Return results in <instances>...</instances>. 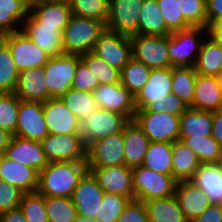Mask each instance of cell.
<instances>
[{
  "label": "cell",
  "mask_w": 222,
  "mask_h": 222,
  "mask_svg": "<svg viewBox=\"0 0 222 222\" xmlns=\"http://www.w3.org/2000/svg\"><path fill=\"white\" fill-rule=\"evenodd\" d=\"M136 112H167L181 116L188 108L172 93V67L151 69L149 79L134 96Z\"/></svg>",
  "instance_id": "1"
},
{
  "label": "cell",
  "mask_w": 222,
  "mask_h": 222,
  "mask_svg": "<svg viewBox=\"0 0 222 222\" xmlns=\"http://www.w3.org/2000/svg\"><path fill=\"white\" fill-rule=\"evenodd\" d=\"M87 171L86 162H49L39 172L37 192L47 197L71 198L74 189Z\"/></svg>",
  "instance_id": "2"
},
{
  "label": "cell",
  "mask_w": 222,
  "mask_h": 222,
  "mask_svg": "<svg viewBox=\"0 0 222 222\" xmlns=\"http://www.w3.org/2000/svg\"><path fill=\"white\" fill-rule=\"evenodd\" d=\"M105 30L103 21L72 15L62 32L64 53L82 55L92 51Z\"/></svg>",
  "instance_id": "3"
},
{
  "label": "cell",
  "mask_w": 222,
  "mask_h": 222,
  "mask_svg": "<svg viewBox=\"0 0 222 222\" xmlns=\"http://www.w3.org/2000/svg\"><path fill=\"white\" fill-rule=\"evenodd\" d=\"M208 29L189 27L168 35V55L172 67H194Z\"/></svg>",
  "instance_id": "4"
},
{
  "label": "cell",
  "mask_w": 222,
  "mask_h": 222,
  "mask_svg": "<svg viewBox=\"0 0 222 222\" xmlns=\"http://www.w3.org/2000/svg\"><path fill=\"white\" fill-rule=\"evenodd\" d=\"M135 199L149 201L175 195L177 181L173 175L155 172L144 166L132 168Z\"/></svg>",
  "instance_id": "5"
},
{
  "label": "cell",
  "mask_w": 222,
  "mask_h": 222,
  "mask_svg": "<svg viewBox=\"0 0 222 222\" xmlns=\"http://www.w3.org/2000/svg\"><path fill=\"white\" fill-rule=\"evenodd\" d=\"M80 55L62 54L52 56L44 65L49 98H61L72 86Z\"/></svg>",
  "instance_id": "6"
},
{
  "label": "cell",
  "mask_w": 222,
  "mask_h": 222,
  "mask_svg": "<svg viewBox=\"0 0 222 222\" xmlns=\"http://www.w3.org/2000/svg\"><path fill=\"white\" fill-rule=\"evenodd\" d=\"M132 57L151 69L172 67L168 55V35H131Z\"/></svg>",
  "instance_id": "7"
},
{
  "label": "cell",
  "mask_w": 222,
  "mask_h": 222,
  "mask_svg": "<svg viewBox=\"0 0 222 222\" xmlns=\"http://www.w3.org/2000/svg\"><path fill=\"white\" fill-rule=\"evenodd\" d=\"M2 41L7 45L19 72L44 67L51 57L21 30L2 35Z\"/></svg>",
  "instance_id": "8"
},
{
  "label": "cell",
  "mask_w": 222,
  "mask_h": 222,
  "mask_svg": "<svg viewBox=\"0 0 222 222\" xmlns=\"http://www.w3.org/2000/svg\"><path fill=\"white\" fill-rule=\"evenodd\" d=\"M134 121L150 142L173 143L179 140L180 116L167 112H135Z\"/></svg>",
  "instance_id": "9"
},
{
  "label": "cell",
  "mask_w": 222,
  "mask_h": 222,
  "mask_svg": "<svg viewBox=\"0 0 222 222\" xmlns=\"http://www.w3.org/2000/svg\"><path fill=\"white\" fill-rule=\"evenodd\" d=\"M130 120L117 112L97 108L80 124V135L87 146L89 143L123 132Z\"/></svg>",
  "instance_id": "10"
},
{
  "label": "cell",
  "mask_w": 222,
  "mask_h": 222,
  "mask_svg": "<svg viewBox=\"0 0 222 222\" xmlns=\"http://www.w3.org/2000/svg\"><path fill=\"white\" fill-rule=\"evenodd\" d=\"M48 162H86V145L80 134H48L42 141Z\"/></svg>",
  "instance_id": "11"
},
{
  "label": "cell",
  "mask_w": 222,
  "mask_h": 222,
  "mask_svg": "<svg viewBox=\"0 0 222 222\" xmlns=\"http://www.w3.org/2000/svg\"><path fill=\"white\" fill-rule=\"evenodd\" d=\"M86 163L88 168L124 165L123 132L89 143L86 147Z\"/></svg>",
  "instance_id": "12"
},
{
  "label": "cell",
  "mask_w": 222,
  "mask_h": 222,
  "mask_svg": "<svg viewBox=\"0 0 222 222\" xmlns=\"http://www.w3.org/2000/svg\"><path fill=\"white\" fill-rule=\"evenodd\" d=\"M92 52L121 71L132 58L130 36L106 29L95 42Z\"/></svg>",
  "instance_id": "13"
},
{
  "label": "cell",
  "mask_w": 222,
  "mask_h": 222,
  "mask_svg": "<svg viewBox=\"0 0 222 222\" xmlns=\"http://www.w3.org/2000/svg\"><path fill=\"white\" fill-rule=\"evenodd\" d=\"M144 0H109L106 29L128 36L138 32Z\"/></svg>",
  "instance_id": "14"
},
{
  "label": "cell",
  "mask_w": 222,
  "mask_h": 222,
  "mask_svg": "<svg viewBox=\"0 0 222 222\" xmlns=\"http://www.w3.org/2000/svg\"><path fill=\"white\" fill-rule=\"evenodd\" d=\"M48 134L43 114V102L23 101L19 99L15 135L41 142Z\"/></svg>",
  "instance_id": "15"
},
{
  "label": "cell",
  "mask_w": 222,
  "mask_h": 222,
  "mask_svg": "<svg viewBox=\"0 0 222 222\" xmlns=\"http://www.w3.org/2000/svg\"><path fill=\"white\" fill-rule=\"evenodd\" d=\"M92 93L98 108L114 111L134 120V96L121 83L100 84Z\"/></svg>",
  "instance_id": "16"
},
{
  "label": "cell",
  "mask_w": 222,
  "mask_h": 222,
  "mask_svg": "<svg viewBox=\"0 0 222 222\" xmlns=\"http://www.w3.org/2000/svg\"><path fill=\"white\" fill-rule=\"evenodd\" d=\"M104 192L135 199L132 168L126 165L88 168Z\"/></svg>",
  "instance_id": "17"
},
{
  "label": "cell",
  "mask_w": 222,
  "mask_h": 222,
  "mask_svg": "<svg viewBox=\"0 0 222 222\" xmlns=\"http://www.w3.org/2000/svg\"><path fill=\"white\" fill-rule=\"evenodd\" d=\"M64 28L43 26L30 13L21 24V31L51 57L64 54L62 42Z\"/></svg>",
  "instance_id": "18"
},
{
  "label": "cell",
  "mask_w": 222,
  "mask_h": 222,
  "mask_svg": "<svg viewBox=\"0 0 222 222\" xmlns=\"http://www.w3.org/2000/svg\"><path fill=\"white\" fill-rule=\"evenodd\" d=\"M43 114L49 134H80V123L61 98L43 102Z\"/></svg>",
  "instance_id": "19"
},
{
  "label": "cell",
  "mask_w": 222,
  "mask_h": 222,
  "mask_svg": "<svg viewBox=\"0 0 222 222\" xmlns=\"http://www.w3.org/2000/svg\"><path fill=\"white\" fill-rule=\"evenodd\" d=\"M97 179L87 171L74 189L71 200L77 209L78 216L95 219L104 195Z\"/></svg>",
  "instance_id": "20"
},
{
  "label": "cell",
  "mask_w": 222,
  "mask_h": 222,
  "mask_svg": "<svg viewBox=\"0 0 222 222\" xmlns=\"http://www.w3.org/2000/svg\"><path fill=\"white\" fill-rule=\"evenodd\" d=\"M4 156L23 166L34 168L38 172L49 164L41 142L21 138L16 135L11 136Z\"/></svg>",
  "instance_id": "21"
},
{
  "label": "cell",
  "mask_w": 222,
  "mask_h": 222,
  "mask_svg": "<svg viewBox=\"0 0 222 222\" xmlns=\"http://www.w3.org/2000/svg\"><path fill=\"white\" fill-rule=\"evenodd\" d=\"M14 94L23 101L48 100V90L43 67H34L19 72Z\"/></svg>",
  "instance_id": "22"
},
{
  "label": "cell",
  "mask_w": 222,
  "mask_h": 222,
  "mask_svg": "<svg viewBox=\"0 0 222 222\" xmlns=\"http://www.w3.org/2000/svg\"><path fill=\"white\" fill-rule=\"evenodd\" d=\"M38 177L39 172L34 168L0 156V180L18 187L24 193H33L38 189Z\"/></svg>",
  "instance_id": "23"
},
{
  "label": "cell",
  "mask_w": 222,
  "mask_h": 222,
  "mask_svg": "<svg viewBox=\"0 0 222 222\" xmlns=\"http://www.w3.org/2000/svg\"><path fill=\"white\" fill-rule=\"evenodd\" d=\"M191 108L204 111L222 109V91L217 76L197 73L194 86V99Z\"/></svg>",
  "instance_id": "24"
},
{
  "label": "cell",
  "mask_w": 222,
  "mask_h": 222,
  "mask_svg": "<svg viewBox=\"0 0 222 222\" xmlns=\"http://www.w3.org/2000/svg\"><path fill=\"white\" fill-rule=\"evenodd\" d=\"M123 139L124 165L131 168L141 166L150 140L134 120H130L124 127Z\"/></svg>",
  "instance_id": "25"
},
{
  "label": "cell",
  "mask_w": 222,
  "mask_h": 222,
  "mask_svg": "<svg viewBox=\"0 0 222 222\" xmlns=\"http://www.w3.org/2000/svg\"><path fill=\"white\" fill-rule=\"evenodd\" d=\"M175 196L188 222L200 216L211 204L208 196L192 181L178 182Z\"/></svg>",
  "instance_id": "26"
},
{
  "label": "cell",
  "mask_w": 222,
  "mask_h": 222,
  "mask_svg": "<svg viewBox=\"0 0 222 222\" xmlns=\"http://www.w3.org/2000/svg\"><path fill=\"white\" fill-rule=\"evenodd\" d=\"M29 13L43 26L66 27L72 16L68 2L42 1L29 6Z\"/></svg>",
  "instance_id": "27"
},
{
  "label": "cell",
  "mask_w": 222,
  "mask_h": 222,
  "mask_svg": "<svg viewBox=\"0 0 222 222\" xmlns=\"http://www.w3.org/2000/svg\"><path fill=\"white\" fill-rule=\"evenodd\" d=\"M209 198L211 204L222 201V169L219 163H202L191 180Z\"/></svg>",
  "instance_id": "28"
},
{
  "label": "cell",
  "mask_w": 222,
  "mask_h": 222,
  "mask_svg": "<svg viewBox=\"0 0 222 222\" xmlns=\"http://www.w3.org/2000/svg\"><path fill=\"white\" fill-rule=\"evenodd\" d=\"M213 111L188 107L180 116L179 137H207L212 135Z\"/></svg>",
  "instance_id": "29"
},
{
  "label": "cell",
  "mask_w": 222,
  "mask_h": 222,
  "mask_svg": "<svg viewBox=\"0 0 222 222\" xmlns=\"http://www.w3.org/2000/svg\"><path fill=\"white\" fill-rule=\"evenodd\" d=\"M172 175L177 182L191 181L200 166L196 154L180 140L172 145Z\"/></svg>",
  "instance_id": "30"
},
{
  "label": "cell",
  "mask_w": 222,
  "mask_h": 222,
  "mask_svg": "<svg viewBox=\"0 0 222 222\" xmlns=\"http://www.w3.org/2000/svg\"><path fill=\"white\" fill-rule=\"evenodd\" d=\"M194 69L198 74L219 76L222 72V45L207 35L197 56Z\"/></svg>",
  "instance_id": "31"
},
{
  "label": "cell",
  "mask_w": 222,
  "mask_h": 222,
  "mask_svg": "<svg viewBox=\"0 0 222 222\" xmlns=\"http://www.w3.org/2000/svg\"><path fill=\"white\" fill-rule=\"evenodd\" d=\"M149 222H188L175 195L144 202Z\"/></svg>",
  "instance_id": "32"
},
{
  "label": "cell",
  "mask_w": 222,
  "mask_h": 222,
  "mask_svg": "<svg viewBox=\"0 0 222 222\" xmlns=\"http://www.w3.org/2000/svg\"><path fill=\"white\" fill-rule=\"evenodd\" d=\"M136 35L166 36L172 32L166 27L157 0H144Z\"/></svg>",
  "instance_id": "33"
},
{
  "label": "cell",
  "mask_w": 222,
  "mask_h": 222,
  "mask_svg": "<svg viewBox=\"0 0 222 222\" xmlns=\"http://www.w3.org/2000/svg\"><path fill=\"white\" fill-rule=\"evenodd\" d=\"M29 14V5L23 0H0V35L21 30Z\"/></svg>",
  "instance_id": "34"
},
{
  "label": "cell",
  "mask_w": 222,
  "mask_h": 222,
  "mask_svg": "<svg viewBox=\"0 0 222 222\" xmlns=\"http://www.w3.org/2000/svg\"><path fill=\"white\" fill-rule=\"evenodd\" d=\"M172 145L171 142H150L141 166L172 175Z\"/></svg>",
  "instance_id": "35"
},
{
  "label": "cell",
  "mask_w": 222,
  "mask_h": 222,
  "mask_svg": "<svg viewBox=\"0 0 222 222\" xmlns=\"http://www.w3.org/2000/svg\"><path fill=\"white\" fill-rule=\"evenodd\" d=\"M196 76L194 67H172V93L187 107L193 104Z\"/></svg>",
  "instance_id": "36"
},
{
  "label": "cell",
  "mask_w": 222,
  "mask_h": 222,
  "mask_svg": "<svg viewBox=\"0 0 222 222\" xmlns=\"http://www.w3.org/2000/svg\"><path fill=\"white\" fill-rule=\"evenodd\" d=\"M61 100L77 117L80 124L85 119H88L90 114L94 113L98 108L93 93L88 91L71 88L61 97Z\"/></svg>",
  "instance_id": "37"
},
{
  "label": "cell",
  "mask_w": 222,
  "mask_h": 222,
  "mask_svg": "<svg viewBox=\"0 0 222 222\" xmlns=\"http://www.w3.org/2000/svg\"><path fill=\"white\" fill-rule=\"evenodd\" d=\"M179 140L196 154L201 164L219 163L222 148L212 135L198 138L179 137Z\"/></svg>",
  "instance_id": "38"
},
{
  "label": "cell",
  "mask_w": 222,
  "mask_h": 222,
  "mask_svg": "<svg viewBox=\"0 0 222 222\" xmlns=\"http://www.w3.org/2000/svg\"><path fill=\"white\" fill-rule=\"evenodd\" d=\"M151 68L133 57L120 71V83L135 96L149 79Z\"/></svg>",
  "instance_id": "39"
},
{
  "label": "cell",
  "mask_w": 222,
  "mask_h": 222,
  "mask_svg": "<svg viewBox=\"0 0 222 222\" xmlns=\"http://www.w3.org/2000/svg\"><path fill=\"white\" fill-rule=\"evenodd\" d=\"M48 222H76L77 209L71 198L44 196Z\"/></svg>",
  "instance_id": "40"
},
{
  "label": "cell",
  "mask_w": 222,
  "mask_h": 222,
  "mask_svg": "<svg viewBox=\"0 0 222 222\" xmlns=\"http://www.w3.org/2000/svg\"><path fill=\"white\" fill-rule=\"evenodd\" d=\"M80 58L97 78L99 85L120 83V71L92 51L80 55Z\"/></svg>",
  "instance_id": "41"
},
{
  "label": "cell",
  "mask_w": 222,
  "mask_h": 222,
  "mask_svg": "<svg viewBox=\"0 0 222 222\" xmlns=\"http://www.w3.org/2000/svg\"><path fill=\"white\" fill-rule=\"evenodd\" d=\"M19 71L7 45L0 41V93H14Z\"/></svg>",
  "instance_id": "42"
},
{
  "label": "cell",
  "mask_w": 222,
  "mask_h": 222,
  "mask_svg": "<svg viewBox=\"0 0 222 222\" xmlns=\"http://www.w3.org/2000/svg\"><path fill=\"white\" fill-rule=\"evenodd\" d=\"M68 3L74 16L107 21L109 0H69Z\"/></svg>",
  "instance_id": "43"
},
{
  "label": "cell",
  "mask_w": 222,
  "mask_h": 222,
  "mask_svg": "<svg viewBox=\"0 0 222 222\" xmlns=\"http://www.w3.org/2000/svg\"><path fill=\"white\" fill-rule=\"evenodd\" d=\"M19 99L14 93H0V129L15 135Z\"/></svg>",
  "instance_id": "44"
},
{
  "label": "cell",
  "mask_w": 222,
  "mask_h": 222,
  "mask_svg": "<svg viewBox=\"0 0 222 222\" xmlns=\"http://www.w3.org/2000/svg\"><path fill=\"white\" fill-rule=\"evenodd\" d=\"M129 201L130 199L127 197L105 192L95 220L98 222H117Z\"/></svg>",
  "instance_id": "45"
},
{
  "label": "cell",
  "mask_w": 222,
  "mask_h": 222,
  "mask_svg": "<svg viewBox=\"0 0 222 222\" xmlns=\"http://www.w3.org/2000/svg\"><path fill=\"white\" fill-rule=\"evenodd\" d=\"M19 208L27 222H48L44 195L38 192L24 193Z\"/></svg>",
  "instance_id": "46"
},
{
  "label": "cell",
  "mask_w": 222,
  "mask_h": 222,
  "mask_svg": "<svg viewBox=\"0 0 222 222\" xmlns=\"http://www.w3.org/2000/svg\"><path fill=\"white\" fill-rule=\"evenodd\" d=\"M178 5L191 27L207 28L206 0H178Z\"/></svg>",
  "instance_id": "47"
},
{
  "label": "cell",
  "mask_w": 222,
  "mask_h": 222,
  "mask_svg": "<svg viewBox=\"0 0 222 222\" xmlns=\"http://www.w3.org/2000/svg\"><path fill=\"white\" fill-rule=\"evenodd\" d=\"M166 27L175 32L191 27L180 13L178 0H157Z\"/></svg>",
  "instance_id": "48"
},
{
  "label": "cell",
  "mask_w": 222,
  "mask_h": 222,
  "mask_svg": "<svg viewBox=\"0 0 222 222\" xmlns=\"http://www.w3.org/2000/svg\"><path fill=\"white\" fill-rule=\"evenodd\" d=\"M23 194L18 187L0 180V214L18 208Z\"/></svg>",
  "instance_id": "49"
},
{
  "label": "cell",
  "mask_w": 222,
  "mask_h": 222,
  "mask_svg": "<svg viewBox=\"0 0 222 222\" xmlns=\"http://www.w3.org/2000/svg\"><path fill=\"white\" fill-rule=\"evenodd\" d=\"M99 86L97 78L92 74L87 65L80 60L77 64L74 80L71 88L93 92Z\"/></svg>",
  "instance_id": "50"
},
{
  "label": "cell",
  "mask_w": 222,
  "mask_h": 222,
  "mask_svg": "<svg viewBox=\"0 0 222 222\" xmlns=\"http://www.w3.org/2000/svg\"><path fill=\"white\" fill-rule=\"evenodd\" d=\"M117 222H149L144 202L136 199L130 200Z\"/></svg>",
  "instance_id": "51"
},
{
  "label": "cell",
  "mask_w": 222,
  "mask_h": 222,
  "mask_svg": "<svg viewBox=\"0 0 222 222\" xmlns=\"http://www.w3.org/2000/svg\"><path fill=\"white\" fill-rule=\"evenodd\" d=\"M191 222H222V208L220 204H210L200 216Z\"/></svg>",
  "instance_id": "52"
},
{
  "label": "cell",
  "mask_w": 222,
  "mask_h": 222,
  "mask_svg": "<svg viewBox=\"0 0 222 222\" xmlns=\"http://www.w3.org/2000/svg\"><path fill=\"white\" fill-rule=\"evenodd\" d=\"M207 28L222 18V0H206Z\"/></svg>",
  "instance_id": "53"
},
{
  "label": "cell",
  "mask_w": 222,
  "mask_h": 222,
  "mask_svg": "<svg viewBox=\"0 0 222 222\" xmlns=\"http://www.w3.org/2000/svg\"><path fill=\"white\" fill-rule=\"evenodd\" d=\"M212 136L222 148V109L213 111Z\"/></svg>",
  "instance_id": "54"
},
{
  "label": "cell",
  "mask_w": 222,
  "mask_h": 222,
  "mask_svg": "<svg viewBox=\"0 0 222 222\" xmlns=\"http://www.w3.org/2000/svg\"><path fill=\"white\" fill-rule=\"evenodd\" d=\"M0 222H27V220L18 207L1 213Z\"/></svg>",
  "instance_id": "55"
},
{
  "label": "cell",
  "mask_w": 222,
  "mask_h": 222,
  "mask_svg": "<svg viewBox=\"0 0 222 222\" xmlns=\"http://www.w3.org/2000/svg\"><path fill=\"white\" fill-rule=\"evenodd\" d=\"M208 35L222 45V18L208 26Z\"/></svg>",
  "instance_id": "56"
},
{
  "label": "cell",
  "mask_w": 222,
  "mask_h": 222,
  "mask_svg": "<svg viewBox=\"0 0 222 222\" xmlns=\"http://www.w3.org/2000/svg\"><path fill=\"white\" fill-rule=\"evenodd\" d=\"M11 134L7 131L0 129V156L4 155L5 149L8 147V144L11 139Z\"/></svg>",
  "instance_id": "57"
},
{
  "label": "cell",
  "mask_w": 222,
  "mask_h": 222,
  "mask_svg": "<svg viewBox=\"0 0 222 222\" xmlns=\"http://www.w3.org/2000/svg\"><path fill=\"white\" fill-rule=\"evenodd\" d=\"M76 222H98L93 218H89V217H84V216H78L77 221Z\"/></svg>",
  "instance_id": "58"
},
{
  "label": "cell",
  "mask_w": 222,
  "mask_h": 222,
  "mask_svg": "<svg viewBox=\"0 0 222 222\" xmlns=\"http://www.w3.org/2000/svg\"><path fill=\"white\" fill-rule=\"evenodd\" d=\"M25 3H27L29 6L32 4L38 3L40 0H23Z\"/></svg>",
  "instance_id": "59"
},
{
  "label": "cell",
  "mask_w": 222,
  "mask_h": 222,
  "mask_svg": "<svg viewBox=\"0 0 222 222\" xmlns=\"http://www.w3.org/2000/svg\"><path fill=\"white\" fill-rule=\"evenodd\" d=\"M217 80H218V84L221 88V91H222V74H220L219 76H217Z\"/></svg>",
  "instance_id": "60"
},
{
  "label": "cell",
  "mask_w": 222,
  "mask_h": 222,
  "mask_svg": "<svg viewBox=\"0 0 222 222\" xmlns=\"http://www.w3.org/2000/svg\"><path fill=\"white\" fill-rule=\"evenodd\" d=\"M42 1L68 2L69 0H42Z\"/></svg>",
  "instance_id": "61"
},
{
  "label": "cell",
  "mask_w": 222,
  "mask_h": 222,
  "mask_svg": "<svg viewBox=\"0 0 222 222\" xmlns=\"http://www.w3.org/2000/svg\"><path fill=\"white\" fill-rule=\"evenodd\" d=\"M219 164H220L221 169H222V155H221V157H220Z\"/></svg>",
  "instance_id": "62"
}]
</instances>
